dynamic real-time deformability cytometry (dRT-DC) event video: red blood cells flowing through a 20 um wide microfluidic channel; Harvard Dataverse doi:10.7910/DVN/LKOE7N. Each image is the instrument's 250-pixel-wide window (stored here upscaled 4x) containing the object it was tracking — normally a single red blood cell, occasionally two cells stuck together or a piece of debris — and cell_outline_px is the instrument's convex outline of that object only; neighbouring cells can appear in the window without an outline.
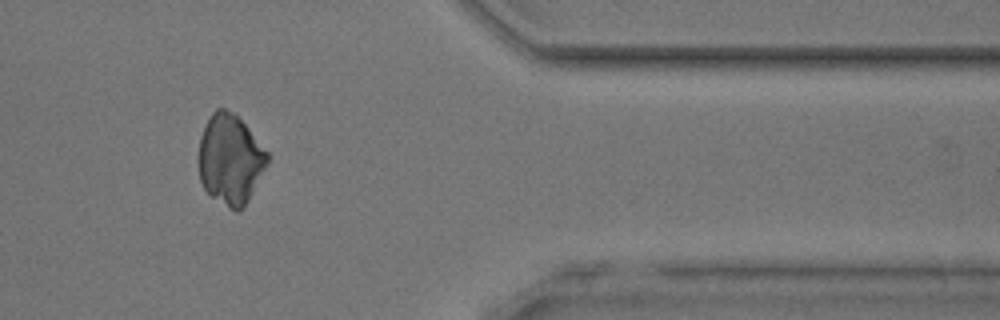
{"species": "common noctule bat (a hibernating species)", "species_latin": "Nyctalus noctula", "temperature_condition": "room temperature", "stored_images_in_passage": 46, "camera_frame_rate_fps": 3000, "um_per_image_px": 0.085, "animal": {"sex": "male", "body_mass_g": 17.9, "forearm_length_mm": 54.2}, "frame": {"image": 1, "passage_image": 39, "time_ms": 12.667, "image_size_px": [1000, 320], "cell_outline_px": [[268, 164], [248, 200], [240, 212], [236, 212], [228, 208], [212, 196], [204, 188], [200, 180], [196, 160], [200, 136], [212, 112], [216, 108], [224, 108], [236, 112], [268, 152]], "centroid_in_image_um": [19.55, 13.53], "position_along_channel_um": 391.8, "area_um2": 36.65}}